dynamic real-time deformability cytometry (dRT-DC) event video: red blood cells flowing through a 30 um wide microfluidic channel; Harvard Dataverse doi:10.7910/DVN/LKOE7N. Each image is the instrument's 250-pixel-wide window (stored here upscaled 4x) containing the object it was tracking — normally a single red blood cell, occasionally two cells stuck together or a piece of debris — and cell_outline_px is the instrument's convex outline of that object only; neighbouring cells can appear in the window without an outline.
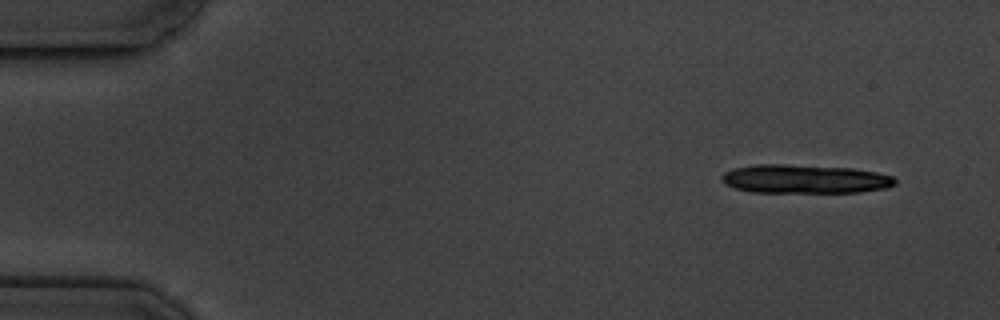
{"species": "common noctule bat (a hibernating species)", "species_latin": "Nyctalus noctula", "temperature_condition": "cold", "stored_images_in_passage": 11, "camera_frame_rate_fps": 3000, "um_per_image_px": 0.085, "animal": {"sex": "male", "body_mass_g": 19.5, "forearm_length_mm": 54.6}, "frame": {"image": 1, "passage_image": 1, "time_ms": 0.0, "image_size_px": [1000, 320], "cell_outline_px": [[896, 184], [888, 188], [860, 192], [752, 192], [736, 188], [724, 184], [720, 180], [720, 176], [724, 172], [736, 168], [756, 164], [784, 164], [852, 168], [876, 172], [892, 176], [896, 180]], "centroid_in_image_um": [68.4, 15.21], "position_along_channel_um": 16.6, "area_um2": 29.13}}
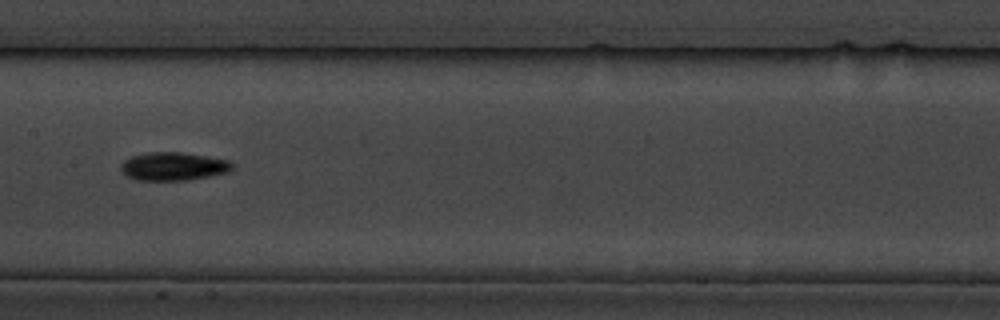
{"frame": {"image": 2, "passage_image": 8, "time_ms": 8.333, "image_size_px": [1000, 320], "cell_outline_px": [[232, 168], [228, 172], [188, 180], [136, 180], [120, 172], [120, 164], [124, 160], [132, 156], [148, 152], [180, 152], [228, 160], [232, 164]], "centroid_in_image_um": [14.67, 14.14], "position_along_channel_um": 192.7, "area_um2": 18.21}}
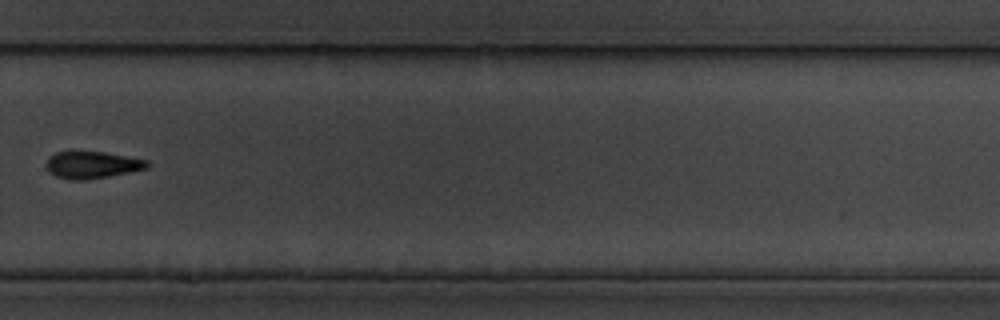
{"frame": {"image": 3, "passage_image": 11, "time_ms": 12.0, "image_size_px": [1000, 320], "cell_outline_px": [[148, 168], [132, 172], [88, 180], [68, 180], [56, 176], [48, 172], [44, 164], [48, 156], [56, 152], [72, 148], [104, 152], [148, 160]], "centroid_in_image_um": [7.74, 13.98], "position_along_channel_um": 322.1, "area_um2": 16.82}}